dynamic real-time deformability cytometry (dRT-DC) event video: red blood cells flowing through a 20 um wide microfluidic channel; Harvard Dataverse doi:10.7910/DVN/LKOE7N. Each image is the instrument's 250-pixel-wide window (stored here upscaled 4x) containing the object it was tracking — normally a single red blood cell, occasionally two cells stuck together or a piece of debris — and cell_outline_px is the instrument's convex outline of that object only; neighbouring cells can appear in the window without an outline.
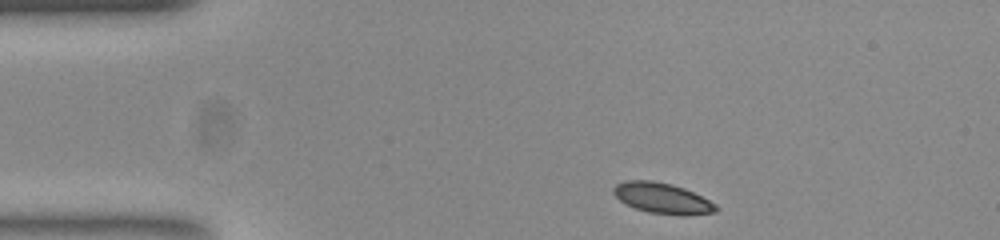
{"species": "common noctule bat (a hibernating species)", "species_latin": "Nyctalus noctula", "temperature_condition": "room temperature", "stored_images_in_passage": 46, "camera_frame_rate_fps": 3000, "um_per_image_px": 0.085, "animal": {"sex": "female", "body_mass_g": 23.0, "forearm_length_mm": 53.4}, "frame": {"image": 1, "passage_image": 1, "time_ms": 0.0, "image_size_px": [1000, 240], "cell_outline_px": [[720, 208], [716, 212], [684, 216], [680, 216], [648, 212], [636, 208], [620, 200], [612, 192], [612, 188], [616, 184], [628, 180], [652, 180], [672, 184], [684, 188], [716, 204]], "centroid_in_image_um": [56.32, 16.85], "position_along_channel_um": 28.7, "area_um2": 18.32}}
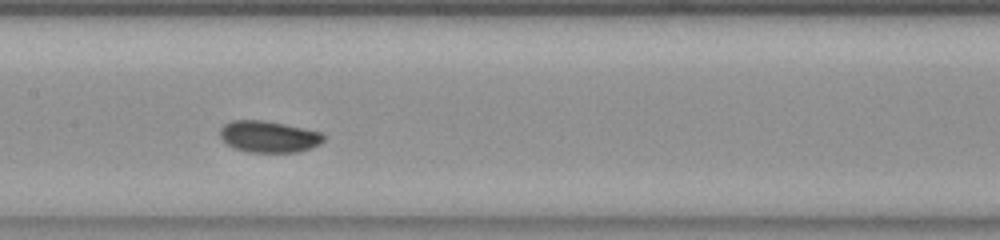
{"frame": {"image": 2, "passage_image": 18, "time_ms": 5.667, "image_size_px": [1000, 240], "cell_outline_px": [[324, 140], [320, 144], [312, 148], [296, 152], [248, 152], [232, 148], [220, 136], [220, 128], [224, 124], [232, 120], [264, 120], [284, 124], [320, 132], [324, 136]], "centroid_in_image_um": [22.83, 11.62], "position_along_channel_um": 184.6, "area_um2": 19.02}}
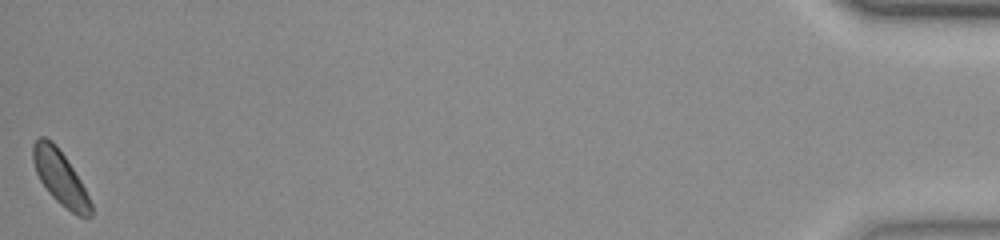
{"frame": {"image": 3, "passage_image": 46, "time_ms": 15.0, "image_size_px": [1000, 240], "cell_outline_px": [[92, 216], [80, 216], [72, 212], [60, 204], [48, 192], [40, 180], [36, 172], [32, 160], [32, 144], [40, 136], [44, 136], [52, 140], [56, 144], [80, 180], [92, 204]], "centroid_in_image_um": [5.09, 15.07], "position_along_channel_um": 430.1, "area_um2": 18.09}, "authors_computed_cell_mechanics": {"area_um2": 18.5249, "velocity_mm_per_s": 3.7179, "shape_relaxation_time_tau1_ms": 1.1225, "shape_relaxation_time_tau2_ms": null, "deformation_change_tau1": 0.0468, "deformation_change_tau2": null}}